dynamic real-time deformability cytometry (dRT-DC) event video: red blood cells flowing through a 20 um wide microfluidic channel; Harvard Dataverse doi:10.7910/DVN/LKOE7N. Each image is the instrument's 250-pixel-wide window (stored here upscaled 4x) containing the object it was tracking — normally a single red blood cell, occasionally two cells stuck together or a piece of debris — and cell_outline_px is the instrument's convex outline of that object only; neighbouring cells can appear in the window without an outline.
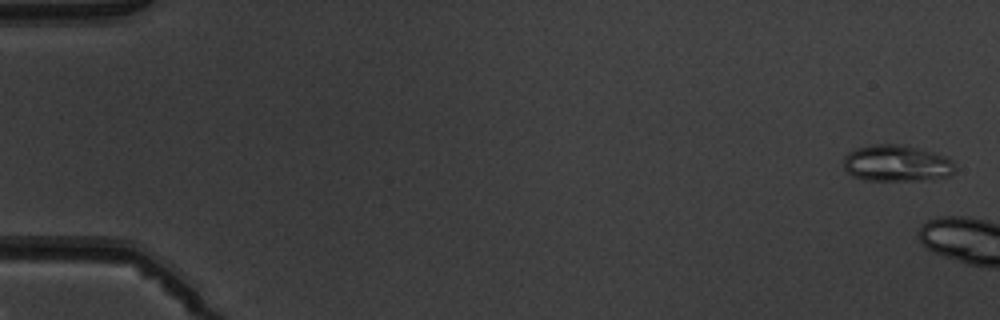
{"species": "common noctule bat (a hibernating species)", "species_latin": "Nyctalus noctula", "temperature_condition": "warm", "stored_images_in_passage": 3, "camera_frame_rate_fps": 3000, "um_per_image_px": 0.085, "animal": {"sex": "male", "body_mass_g": 19.5, "forearm_length_mm": 54.6}, "frame": {"image": 1, "passage_image": 1, "time_ms": 0.0, "image_size_px": [1000, 320], "cell_outline_px": [[956, 172], [948, 176], [916, 180], [864, 180], [852, 176], [844, 168], [844, 156], [848, 152], [856, 148], [872, 144], [904, 144], [948, 156], [952, 160], [956, 168]], "centroid_in_image_um": [76.23, 13.86], "position_along_channel_um": 8.8, "area_um2": 23.93}}